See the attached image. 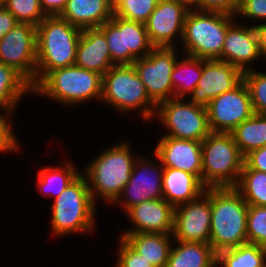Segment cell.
I'll return each mask as SVG.
<instances>
[{
    "label": "cell",
    "instance_id": "1",
    "mask_svg": "<svg viewBox=\"0 0 266 267\" xmlns=\"http://www.w3.org/2000/svg\"><path fill=\"white\" fill-rule=\"evenodd\" d=\"M130 144L132 143L127 139L106 147L82 170L96 205L99 199L112 205L129 182L133 166L139 157Z\"/></svg>",
    "mask_w": 266,
    "mask_h": 267
},
{
    "label": "cell",
    "instance_id": "2",
    "mask_svg": "<svg viewBox=\"0 0 266 267\" xmlns=\"http://www.w3.org/2000/svg\"><path fill=\"white\" fill-rule=\"evenodd\" d=\"M82 30L60 16H46L36 26L35 87L53 70L75 65Z\"/></svg>",
    "mask_w": 266,
    "mask_h": 267
},
{
    "label": "cell",
    "instance_id": "3",
    "mask_svg": "<svg viewBox=\"0 0 266 267\" xmlns=\"http://www.w3.org/2000/svg\"><path fill=\"white\" fill-rule=\"evenodd\" d=\"M211 200L210 245L222 250L248 243V204L234 187L209 188Z\"/></svg>",
    "mask_w": 266,
    "mask_h": 267
},
{
    "label": "cell",
    "instance_id": "4",
    "mask_svg": "<svg viewBox=\"0 0 266 267\" xmlns=\"http://www.w3.org/2000/svg\"><path fill=\"white\" fill-rule=\"evenodd\" d=\"M96 204L88 187L86 177L81 173L50 205V228L52 236L94 232L96 229Z\"/></svg>",
    "mask_w": 266,
    "mask_h": 267
},
{
    "label": "cell",
    "instance_id": "5",
    "mask_svg": "<svg viewBox=\"0 0 266 267\" xmlns=\"http://www.w3.org/2000/svg\"><path fill=\"white\" fill-rule=\"evenodd\" d=\"M35 97L73 108L102 96V75L76 65L51 71L34 89Z\"/></svg>",
    "mask_w": 266,
    "mask_h": 267
},
{
    "label": "cell",
    "instance_id": "6",
    "mask_svg": "<svg viewBox=\"0 0 266 267\" xmlns=\"http://www.w3.org/2000/svg\"><path fill=\"white\" fill-rule=\"evenodd\" d=\"M101 103L126 115L139 111L145 123L153 121L157 107L132 64L113 65L102 76Z\"/></svg>",
    "mask_w": 266,
    "mask_h": 267
},
{
    "label": "cell",
    "instance_id": "7",
    "mask_svg": "<svg viewBox=\"0 0 266 267\" xmlns=\"http://www.w3.org/2000/svg\"><path fill=\"white\" fill-rule=\"evenodd\" d=\"M235 15L218 11L190 9L183 27L181 52L203 60H222V48L227 28Z\"/></svg>",
    "mask_w": 266,
    "mask_h": 267
},
{
    "label": "cell",
    "instance_id": "8",
    "mask_svg": "<svg viewBox=\"0 0 266 267\" xmlns=\"http://www.w3.org/2000/svg\"><path fill=\"white\" fill-rule=\"evenodd\" d=\"M202 184L206 188L235 187L244 156L231 133L211 132L202 142Z\"/></svg>",
    "mask_w": 266,
    "mask_h": 267
},
{
    "label": "cell",
    "instance_id": "9",
    "mask_svg": "<svg viewBox=\"0 0 266 267\" xmlns=\"http://www.w3.org/2000/svg\"><path fill=\"white\" fill-rule=\"evenodd\" d=\"M154 119L167 130L161 136L202 142L211 133L207 108L185 98H171L157 105Z\"/></svg>",
    "mask_w": 266,
    "mask_h": 267
},
{
    "label": "cell",
    "instance_id": "10",
    "mask_svg": "<svg viewBox=\"0 0 266 267\" xmlns=\"http://www.w3.org/2000/svg\"><path fill=\"white\" fill-rule=\"evenodd\" d=\"M177 49L155 47L146 57L136 59L132 64L156 106L174 98L171 73L180 57L178 54H182Z\"/></svg>",
    "mask_w": 266,
    "mask_h": 267
},
{
    "label": "cell",
    "instance_id": "11",
    "mask_svg": "<svg viewBox=\"0 0 266 267\" xmlns=\"http://www.w3.org/2000/svg\"><path fill=\"white\" fill-rule=\"evenodd\" d=\"M36 26L18 23L0 40V63L13 67L35 88Z\"/></svg>",
    "mask_w": 266,
    "mask_h": 267
},
{
    "label": "cell",
    "instance_id": "12",
    "mask_svg": "<svg viewBox=\"0 0 266 267\" xmlns=\"http://www.w3.org/2000/svg\"><path fill=\"white\" fill-rule=\"evenodd\" d=\"M141 155V156H140ZM132 169L129 182L124 186L123 191L112 204L118 205L122 212L145 201L161 199L162 181L164 167L158 157L152 159L140 154ZM154 160V161H153ZM158 161V162H157Z\"/></svg>",
    "mask_w": 266,
    "mask_h": 267
},
{
    "label": "cell",
    "instance_id": "13",
    "mask_svg": "<svg viewBox=\"0 0 266 267\" xmlns=\"http://www.w3.org/2000/svg\"><path fill=\"white\" fill-rule=\"evenodd\" d=\"M206 108L211 132L230 133L254 114L250 93L244 81L231 91L212 99Z\"/></svg>",
    "mask_w": 266,
    "mask_h": 267
},
{
    "label": "cell",
    "instance_id": "14",
    "mask_svg": "<svg viewBox=\"0 0 266 267\" xmlns=\"http://www.w3.org/2000/svg\"><path fill=\"white\" fill-rule=\"evenodd\" d=\"M190 9L191 6L182 0L158 1L145 23L154 47L175 48L176 43L180 46L185 18Z\"/></svg>",
    "mask_w": 266,
    "mask_h": 267
},
{
    "label": "cell",
    "instance_id": "15",
    "mask_svg": "<svg viewBox=\"0 0 266 267\" xmlns=\"http://www.w3.org/2000/svg\"><path fill=\"white\" fill-rule=\"evenodd\" d=\"M211 200L209 188L196 199L175 207L173 239L210 244Z\"/></svg>",
    "mask_w": 266,
    "mask_h": 267
},
{
    "label": "cell",
    "instance_id": "16",
    "mask_svg": "<svg viewBox=\"0 0 266 267\" xmlns=\"http://www.w3.org/2000/svg\"><path fill=\"white\" fill-rule=\"evenodd\" d=\"M243 81V72L219 59H202V74L189 101L207 107L210 101L231 91Z\"/></svg>",
    "mask_w": 266,
    "mask_h": 267
},
{
    "label": "cell",
    "instance_id": "17",
    "mask_svg": "<svg viewBox=\"0 0 266 267\" xmlns=\"http://www.w3.org/2000/svg\"><path fill=\"white\" fill-rule=\"evenodd\" d=\"M261 57L254 26L240 24L236 19L227 28L222 48V61L233 65L244 73L255 69L252 64L261 60Z\"/></svg>",
    "mask_w": 266,
    "mask_h": 267
},
{
    "label": "cell",
    "instance_id": "18",
    "mask_svg": "<svg viewBox=\"0 0 266 267\" xmlns=\"http://www.w3.org/2000/svg\"><path fill=\"white\" fill-rule=\"evenodd\" d=\"M163 167L183 170L202 182V144L200 141L161 136L153 150Z\"/></svg>",
    "mask_w": 266,
    "mask_h": 267
},
{
    "label": "cell",
    "instance_id": "19",
    "mask_svg": "<svg viewBox=\"0 0 266 267\" xmlns=\"http://www.w3.org/2000/svg\"><path fill=\"white\" fill-rule=\"evenodd\" d=\"M174 210L164 198L137 204L125 212L133 227L123 229L122 233H173Z\"/></svg>",
    "mask_w": 266,
    "mask_h": 267
},
{
    "label": "cell",
    "instance_id": "20",
    "mask_svg": "<svg viewBox=\"0 0 266 267\" xmlns=\"http://www.w3.org/2000/svg\"><path fill=\"white\" fill-rule=\"evenodd\" d=\"M107 40L99 28H86L80 35L75 65L104 75L113 65Z\"/></svg>",
    "mask_w": 266,
    "mask_h": 267
},
{
    "label": "cell",
    "instance_id": "21",
    "mask_svg": "<svg viewBox=\"0 0 266 267\" xmlns=\"http://www.w3.org/2000/svg\"><path fill=\"white\" fill-rule=\"evenodd\" d=\"M113 16V0H67L60 17L80 28H98Z\"/></svg>",
    "mask_w": 266,
    "mask_h": 267
},
{
    "label": "cell",
    "instance_id": "22",
    "mask_svg": "<svg viewBox=\"0 0 266 267\" xmlns=\"http://www.w3.org/2000/svg\"><path fill=\"white\" fill-rule=\"evenodd\" d=\"M206 187L193 174L183 170L164 167L162 194L174 208L198 198Z\"/></svg>",
    "mask_w": 266,
    "mask_h": 267
},
{
    "label": "cell",
    "instance_id": "23",
    "mask_svg": "<svg viewBox=\"0 0 266 267\" xmlns=\"http://www.w3.org/2000/svg\"><path fill=\"white\" fill-rule=\"evenodd\" d=\"M120 237L153 266L166 267L174 242L172 233H121Z\"/></svg>",
    "mask_w": 266,
    "mask_h": 267
},
{
    "label": "cell",
    "instance_id": "24",
    "mask_svg": "<svg viewBox=\"0 0 266 267\" xmlns=\"http://www.w3.org/2000/svg\"><path fill=\"white\" fill-rule=\"evenodd\" d=\"M217 253L210 244L173 242L166 267H216Z\"/></svg>",
    "mask_w": 266,
    "mask_h": 267
},
{
    "label": "cell",
    "instance_id": "25",
    "mask_svg": "<svg viewBox=\"0 0 266 267\" xmlns=\"http://www.w3.org/2000/svg\"><path fill=\"white\" fill-rule=\"evenodd\" d=\"M64 163L40 167L37 171L36 187L43 197L55 199L82 173L72 160L67 158Z\"/></svg>",
    "mask_w": 266,
    "mask_h": 267
},
{
    "label": "cell",
    "instance_id": "26",
    "mask_svg": "<svg viewBox=\"0 0 266 267\" xmlns=\"http://www.w3.org/2000/svg\"><path fill=\"white\" fill-rule=\"evenodd\" d=\"M30 93L33 95L31 84L13 67L0 63V108L15 112Z\"/></svg>",
    "mask_w": 266,
    "mask_h": 267
},
{
    "label": "cell",
    "instance_id": "27",
    "mask_svg": "<svg viewBox=\"0 0 266 267\" xmlns=\"http://www.w3.org/2000/svg\"><path fill=\"white\" fill-rule=\"evenodd\" d=\"M180 56L182 58L177 59L171 73L173 92L174 98L187 99L201 78L202 59L182 54Z\"/></svg>",
    "mask_w": 266,
    "mask_h": 267
},
{
    "label": "cell",
    "instance_id": "28",
    "mask_svg": "<svg viewBox=\"0 0 266 267\" xmlns=\"http://www.w3.org/2000/svg\"><path fill=\"white\" fill-rule=\"evenodd\" d=\"M243 156L266 146V115L254 113L230 132Z\"/></svg>",
    "mask_w": 266,
    "mask_h": 267
},
{
    "label": "cell",
    "instance_id": "29",
    "mask_svg": "<svg viewBox=\"0 0 266 267\" xmlns=\"http://www.w3.org/2000/svg\"><path fill=\"white\" fill-rule=\"evenodd\" d=\"M218 267H266V248L245 243L217 254Z\"/></svg>",
    "mask_w": 266,
    "mask_h": 267
},
{
    "label": "cell",
    "instance_id": "30",
    "mask_svg": "<svg viewBox=\"0 0 266 267\" xmlns=\"http://www.w3.org/2000/svg\"><path fill=\"white\" fill-rule=\"evenodd\" d=\"M98 28L106 37L112 62L115 65L133 64L136 58L126 49L125 19L113 15Z\"/></svg>",
    "mask_w": 266,
    "mask_h": 267
},
{
    "label": "cell",
    "instance_id": "31",
    "mask_svg": "<svg viewBox=\"0 0 266 267\" xmlns=\"http://www.w3.org/2000/svg\"><path fill=\"white\" fill-rule=\"evenodd\" d=\"M248 205L266 206V173L242 168L239 181L234 187Z\"/></svg>",
    "mask_w": 266,
    "mask_h": 267
},
{
    "label": "cell",
    "instance_id": "32",
    "mask_svg": "<svg viewBox=\"0 0 266 267\" xmlns=\"http://www.w3.org/2000/svg\"><path fill=\"white\" fill-rule=\"evenodd\" d=\"M159 0H113V15L145 24Z\"/></svg>",
    "mask_w": 266,
    "mask_h": 267
},
{
    "label": "cell",
    "instance_id": "33",
    "mask_svg": "<svg viewBox=\"0 0 266 267\" xmlns=\"http://www.w3.org/2000/svg\"><path fill=\"white\" fill-rule=\"evenodd\" d=\"M126 49L136 58L146 57L155 47L143 23L125 20Z\"/></svg>",
    "mask_w": 266,
    "mask_h": 267
},
{
    "label": "cell",
    "instance_id": "34",
    "mask_svg": "<svg viewBox=\"0 0 266 267\" xmlns=\"http://www.w3.org/2000/svg\"><path fill=\"white\" fill-rule=\"evenodd\" d=\"M243 81L249 90L254 113L266 115V71H246L243 73Z\"/></svg>",
    "mask_w": 266,
    "mask_h": 267
},
{
    "label": "cell",
    "instance_id": "35",
    "mask_svg": "<svg viewBox=\"0 0 266 267\" xmlns=\"http://www.w3.org/2000/svg\"><path fill=\"white\" fill-rule=\"evenodd\" d=\"M4 7L19 23L38 26L46 17L39 0H7Z\"/></svg>",
    "mask_w": 266,
    "mask_h": 267
},
{
    "label": "cell",
    "instance_id": "36",
    "mask_svg": "<svg viewBox=\"0 0 266 267\" xmlns=\"http://www.w3.org/2000/svg\"><path fill=\"white\" fill-rule=\"evenodd\" d=\"M246 229L248 243L266 248V206L248 205Z\"/></svg>",
    "mask_w": 266,
    "mask_h": 267
},
{
    "label": "cell",
    "instance_id": "37",
    "mask_svg": "<svg viewBox=\"0 0 266 267\" xmlns=\"http://www.w3.org/2000/svg\"><path fill=\"white\" fill-rule=\"evenodd\" d=\"M16 112H12L10 110H5L0 108V154H11L14 155L16 152L19 154L21 152V143L17 134H15V130L13 128V122L11 120ZM13 130V131H12Z\"/></svg>",
    "mask_w": 266,
    "mask_h": 267
},
{
    "label": "cell",
    "instance_id": "38",
    "mask_svg": "<svg viewBox=\"0 0 266 267\" xmlns=\"http://www.w3.org/2000/svg\"><path fill=\"white\" fill-rule=\"evenodd\" d=\"M115 267H155L135 251L122 237H119Z\"/></svg>",
    "mask_w": 266,
    "mask_h": 267
},
{
    "label": "cell",
    "instance_id": "39",
    "mask_svg": "<svg viewBox=\"0 0 266 267\" xmlns=\"http://www.w3.org/2000/svg\"><path fill=\"white\" fill-rule=\"evenodd\" d=\"M238 17L242 20L243 18L244 20H252L253 26L262 23V21L266 22V0H240L235 18L241 21Z\"/></svg>",
    "mask_w": 266,
    "mask_h": 267
},
{
    "label": "cell",
    "instance_id": "40",
    "mask_svg": "<svg viewBox=\"0 0 266 267\" xmlns=\"http://www.w3.org/2000/svg\"><path fill=\"white\" fill-rule=\"evenodd\" d=\"M240 0H195L190 6L201 11H218L235 15Z\"/></svg>",
    "mask_w": 266,
    "mask_h": 267
},
{
    "label": "cell",
    "instance_id": "41",
    "mask_svg": "<svg viewBox=\"0 0 266 267\" xmlns=\"http://www.w3.org/2000/svg\"><path fill=\"white\" fill-rule=\"evenodd\" d=\"M243 168H251L266 173V146L252 150L245 155Z\"/></svg>",
    "mask_w": 266,
    "mask_h": 267
},
{
    "label": "cell",
    "instance_id": "42",
    "mask_svg": "<svg viewBox=\"0 0 266 267\" xmlns=\"http://www.w3.org/2000/svg\"><path fill=\"white\" fill-rule=\"evenodd\" d=\"M46 16H60L66 7L67 0H39Z\"/></svg>",
    "mask_w": 266,
    "mask_h": 267
},
{
    "label": "cell",
    "instance_id": "43",
    "mask_svg": "<svg viewBox=\"0 0 266 267\" xmlns=\"http://www.w3.org/2000/svg\"><path fill=\"white\" fill-rule=\"evenodd\" d=\"M18 23L15 17L4 6L0 7V40Z\"/></svg>",
    "mask_w": 266,
    "mask_h": 267
},
{
    "label": "cell",
    "instance_id": "44",
    "mask_svg": "<svg viewBox=\"0 0 266 267\" xmlns=\"http://www.w3.org/2000/svg\"><path fill=\"white\" fill-rule=\"evenodd\" d=\"M254 28L258 37V46L262 60L266 62V22L257 24Z\"/></svg>",
    "mask_w": 266,
    "mask_h": 267
},
{
    "label": "cell",
    "instance_id": "45",
    "mask_svg": "<svg viewBox=\"0 0 266 267\" xmlns=\"http://www.w3.org/2000/svg\"><path fill=\"white\" fill-rule=\"evenodd\" d=\"M7 0H0V7H3L5 6Z\"/></svg>",
    "mask_w": 266,
    "mask_h": 267
},
{
    "label": "cell",
    "instance_id": "46",
    "mask_svg": "<svg viewBox=\"0 0 266 267\" xmlns=\"http://www.w3.org/2000/svg\"><path fill=\"white\" fill-rule=\"evenodd\" d=\"M185 1L187 4L191 5L195 0H182Z\"/></svg>",
    "mask_w": 266,
    "mask_h": 267
}]
</instances>
